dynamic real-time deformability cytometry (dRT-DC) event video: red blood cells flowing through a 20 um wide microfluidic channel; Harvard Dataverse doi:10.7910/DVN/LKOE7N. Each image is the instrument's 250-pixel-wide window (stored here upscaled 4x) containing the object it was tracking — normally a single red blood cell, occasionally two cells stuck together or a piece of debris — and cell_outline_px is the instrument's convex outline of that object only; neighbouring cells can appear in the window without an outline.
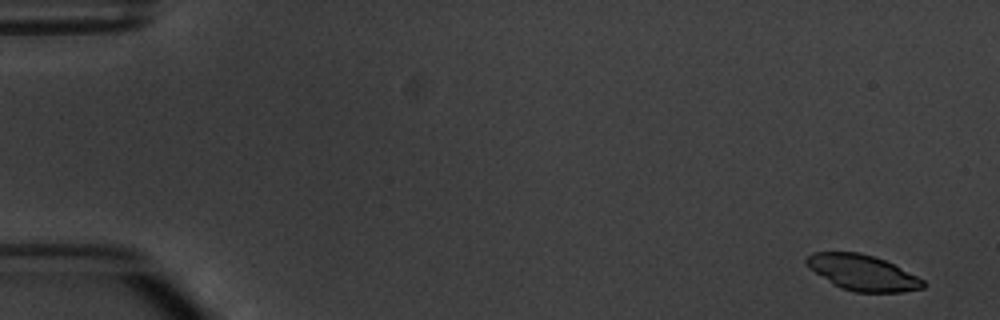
{"species": "common noctule bat (a hibernating species)", "species_latin": "Nyctalus noctula", "temperature_condition": "warm", "stored_images_in_passage": 5, "camera_frame_rate_fps": 3000, "um_per_image_px": 0.085, "animal": {"sex": "male", "body_mass_g": 20.1, "forearm_length_mm": 53.5}, "frame": {"image": 1, "passage_image": 1, "time_ms": 0.0, "image_size_px": [1000, 320], "cell_outline_px": [[924, 288], [900, 292], [856, 292], [840, 288], [832, 284], [808, 268], [804, 264], [804, 260], [812, 252], [860, 252], [884, 260], [924, 280]], "centroid_in_image_um": [73.25, 23.17], "position_along_channel_um": 11.8, "area_um2": 24.1}}